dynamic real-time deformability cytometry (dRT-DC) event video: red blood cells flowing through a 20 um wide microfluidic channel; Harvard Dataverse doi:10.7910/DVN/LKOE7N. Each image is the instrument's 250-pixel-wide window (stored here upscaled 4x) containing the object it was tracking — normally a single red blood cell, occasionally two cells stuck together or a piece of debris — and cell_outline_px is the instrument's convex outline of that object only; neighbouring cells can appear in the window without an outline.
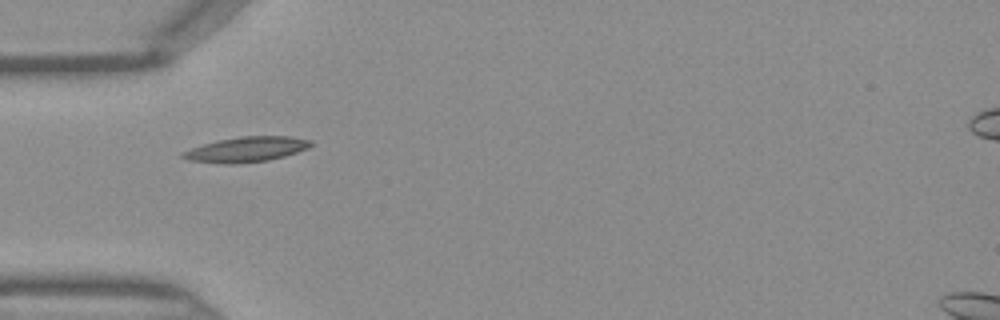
{"species": "Egyptian fruit bat (a non-hibernating species)", "species_latin": "Rousettus aegyptiacus", "temperature_condition": "warm", "stored_images_in_passage": 33, "camera_frame_rate_fps": 3000, "um_per_image_px": 0.085, "frame": {"image": 1, "passage_image": 1, "time_ms": 0.0, "image_size_px": [1000, 320], "cell_outline_px": [[316, 144], [308, 148], [284, 156], [268, 160], [236, 164], [220, 164], [188, 160], [180, 156], [180, 152], [216, 140], [240, 136], [292, 136], [312, 140]], "centroid_in_image_um": [20.95, 12.69], "position_along_channel_um": 64.0, "area_um2": 19.02}}
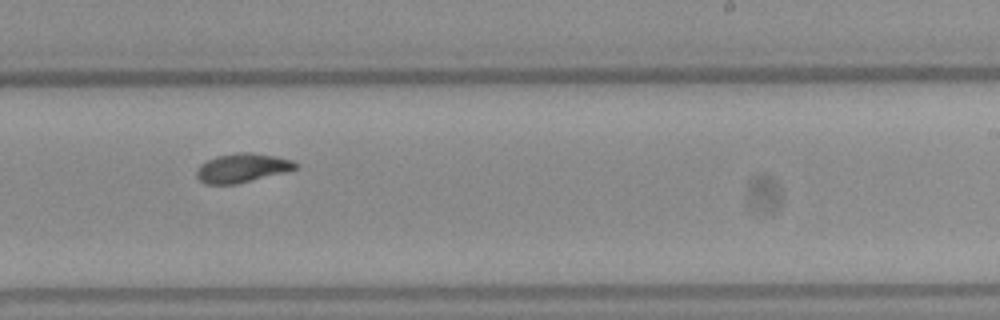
{"frame": {"image": 2, "passage_image": 15, "time_ms": 4.667, "image_size_px": [1000, 320], "cell_outline_px": [[296, 168], [284, 172], [236, 184], [204, 184], [196, 176], [196, 168], [200, 164], [216, 156], [236, 152], [248, 152], [276, 156], [292, 160], [296, 164]], "centroid_in_image_um": [20.52, 14.27], "position_along_channel_um": 268.5, "area_um2": 16.59}}
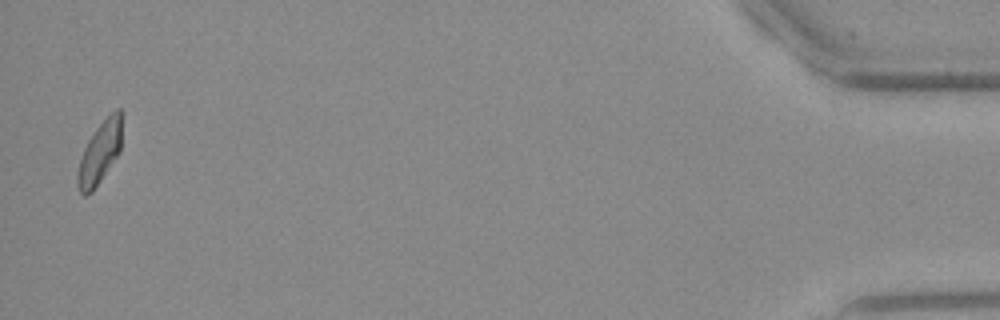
{"frame": {"image": 3, "passage_image": 32, "time_ms": 10.333, "image_size_px": [1000, 320], "cell_outline_px": [[124, 112], [120, 152], [92, 192], [84, 196], [80, 192], [76, 184], [76, 176], [80, 160], [84, 148], [88, 140], [96, 128], [116, 108], [120, 108]], "centroid_in_image_um": [8.51, 12.93], "position_along_channel_um": 426.7, "area_um2": 16.3}}